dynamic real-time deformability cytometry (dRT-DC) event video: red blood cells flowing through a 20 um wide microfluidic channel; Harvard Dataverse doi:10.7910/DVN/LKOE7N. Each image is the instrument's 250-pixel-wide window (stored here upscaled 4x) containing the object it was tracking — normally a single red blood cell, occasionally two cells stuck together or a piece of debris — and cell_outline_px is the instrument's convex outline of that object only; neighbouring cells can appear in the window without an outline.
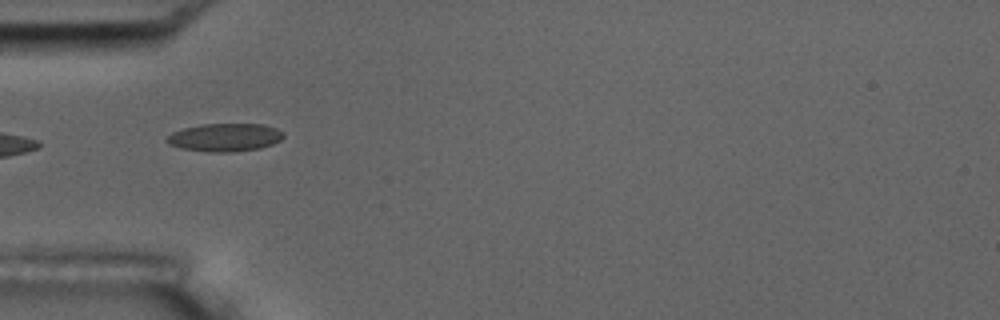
{"species": "common noctule bat (a hibernating species)", "species_latin": "Nyctalus noctula", "temperature_condition": "room temperature", "stored_images_in_passage": 6, "camera_frame_rate_fps": 3000, "um_per_image_px": 0.085, "animal": {"sex": "male", "body_mass_g": 17.5, "forearm_length_mm": 52.3}, "frame": {"image": 1, "passage_image": 6, "time_ms": 5.667, "image_size_px": [1000, 320], "cell_outline_px": [[284, 136], [280, 140], [272, 144], [260, 148], [232, 152], [212, 152], [180, 148], [168, 144], [164, 140], [172, 132], [184, 128], [204, 124], [264, 124], [276, 128], [284, 132]], "centroid_in_image_um": [19.12, 11.68], "position_along_channel_um": 65.9, "area_um2": 19.07}}